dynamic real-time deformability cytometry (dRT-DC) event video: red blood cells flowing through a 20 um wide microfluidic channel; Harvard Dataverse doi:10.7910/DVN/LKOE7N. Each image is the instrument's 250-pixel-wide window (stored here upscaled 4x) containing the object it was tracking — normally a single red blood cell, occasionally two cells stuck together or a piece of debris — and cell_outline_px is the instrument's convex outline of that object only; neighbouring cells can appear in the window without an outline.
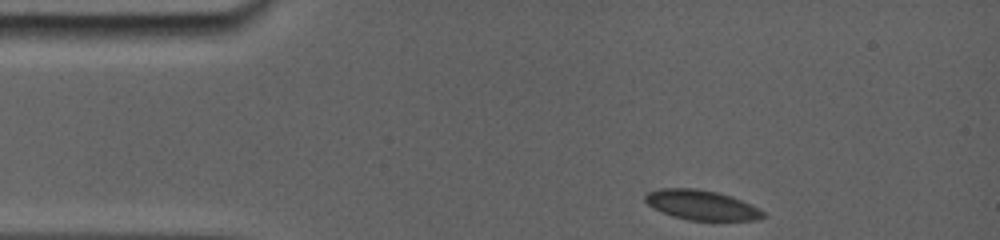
{"species": "common noctule bat (a hibernating species)", "species_latin": "Nyctalus noctula", "temperature_condition": "room temperature", "stored_images_in_passage": 29, "camera_frame_rate_fps": 5000, "um_per_image_px": 0.085, "animal": {"sex": "female", "body_mass_g": 19.0, "forearm_length_mm": 56.7}, "frame": {"image": 1, "passage_image": 1, "time_ms": 0.0, "image_size_px": [1000, 240], "cell_outline_px": [[764, 216], [756, 220], [688, 220], [672, 216], [652, 208], [644, 200], [644, 192], [660, 188], [696, 188], [716, 192], [732, 196], [752, 204], [764, 212]], "centroid_in_image_um": [59.58, 17.41], "position_along_channel_um": 25.4, "area_um2": 20.63}}
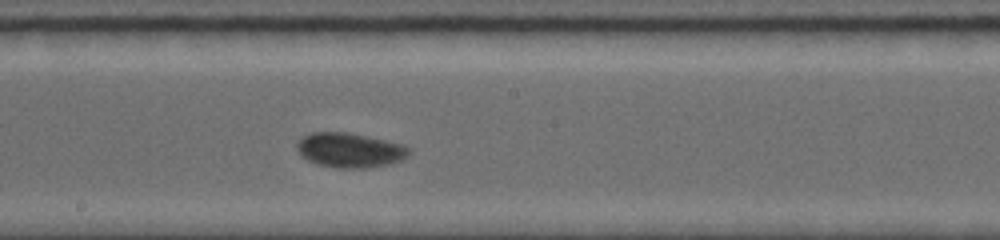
{"frame": {"image": 2, "passage_image": 17, "time_ms": 6.6, "image_size_px": [1000, 240], "cell_outline_px": [[408, 152], [400, 160], [388, 164], [364, 168], [336, 168], [316, 164], [300, 156], [296, 148], [296, 144], [304, 136], [312, 132], [344, 132], [364, 136], [400, 144], [408, 148]], "centroid_in_image_um": [29.63, 12.78], "position_along_channel_um": 218.6, "area_um2": 22.14}}
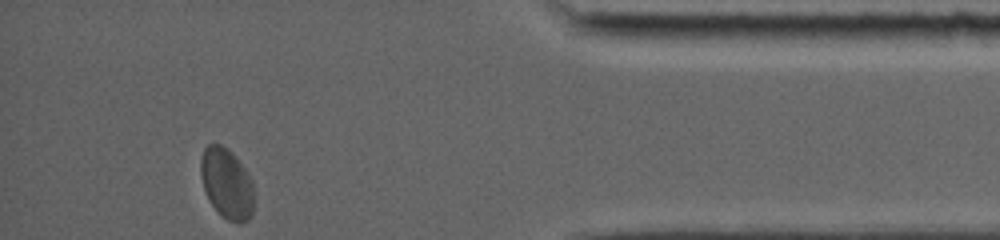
{"frame": {"image": 3, "passage_image": 29, "time_ms": 12.6, "image_size_px": [1000, 240], "cell_outline_px": [[252, 216], [248, 220], [240, 224], [236, 224], [220, 216], [208, 200], [200, 176], [200, 160], [204, 148], [208, 144], [220, 144], [228, 148], [244, 168], [252, 180]], "centroid_in_image_um": [19.24, 15.62], "position_along_channel_um": 416.0, "area_um2": 22.02}, "authors_computed_cell_mechanics": {"area_um2": 21.5016, "velocity_mm_per_s": 3.7507, "shape_relaxation_time_tau1_ms": 1.7373, "shape_relaxation_time_tau2_ms": null, "deformation_change_tau1": 0.0482, "deformation_change_tau2": null}}